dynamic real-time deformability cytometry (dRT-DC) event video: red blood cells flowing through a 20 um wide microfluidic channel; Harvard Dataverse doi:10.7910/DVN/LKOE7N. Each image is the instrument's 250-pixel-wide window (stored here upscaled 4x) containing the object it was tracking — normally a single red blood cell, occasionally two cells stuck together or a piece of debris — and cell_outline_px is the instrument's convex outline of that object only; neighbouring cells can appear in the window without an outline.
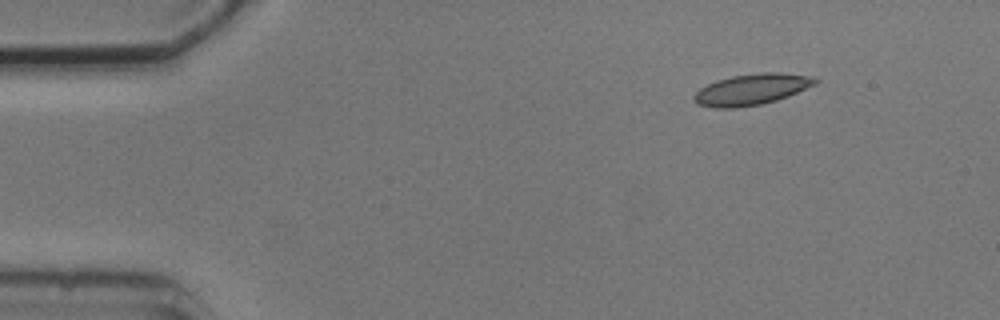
{"species": "common noctule bat (a hibernating species)", "species_latin": "Nyctalus noctula", "temperature_condition": "cold", "stored_images_in_passage": 8, "camera_frame_rate_fps": 3000, "um_per_image_px": 0.085, "animal": {"sex": "male", "body_mass_g": 20.5, "forearm_length_mm": 52.5}, "frame": {"image": 1, "passage_image": 1, "time_ms": 0.0, "image_size_px": [1000, 320], "cell_outline_px": [[820, 80], [816, 84], [788, 96], [776, 100], [760, 104], [736, 108], [716, 108], [696, 104], [692, 100], [692, 96], [700, 88], [716, 80], [732, 76], [760, 72], [780, 72], [816, 76]], "centroid_in_image_um": [63.9, 7.59], "position_along_channel_um": 21.1, "area_um2": 22.2}}
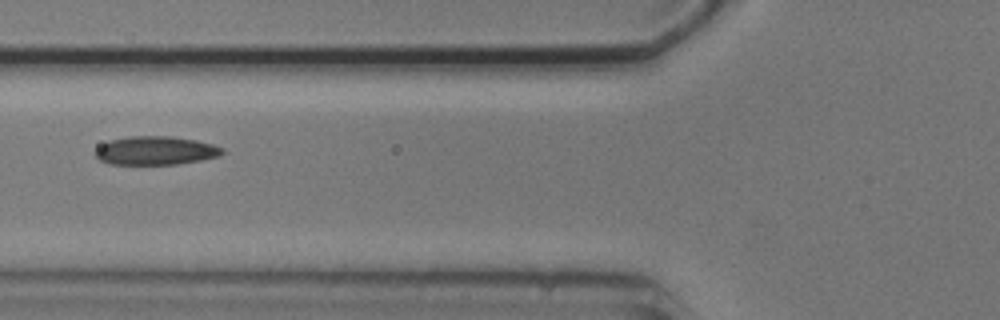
{"frame": {"image": 2, "passage_image": 5, "time_ms": 4.667, "image_size_px": [1000, 320], "cell_outline_px": [[224, 152], [220, 156], [200, 160], [176, 164], [108, 164], [100, 160], [92, 152], [100, 144], [108, 140], [128, 136], [172, 136], [196, 140], [212, 144], [224, 148]], "centroid_in_image_um": [13.19, 12.79], "position_along_channel_um": 112.6, "area_um2": 21.39}}
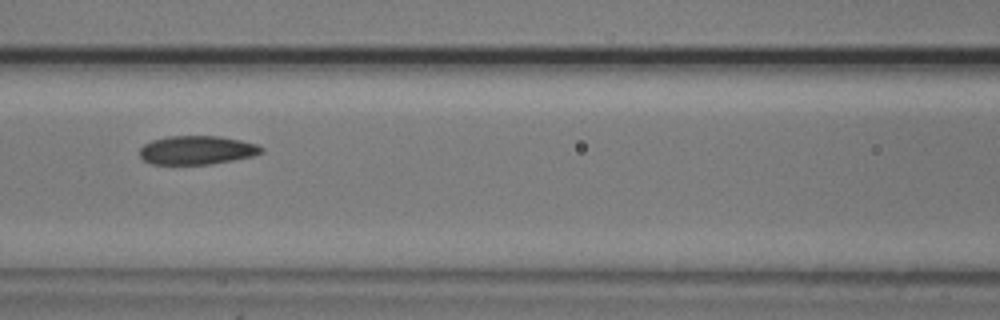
{"frame": {"image": 3, "passage_image": 6, "time_ms": 5.667, "image_size_px": [1000, 320], "cell_outline_px": [[264, 152], [252, 156], [212, 164], [152, 164], [144, 160], [140, 156], [140, 148], [144, 144], [152, 140], [168, 136], [220, 136], [240, 140], [256, 144], [264, 148]], "centroid_in_image_um": [16.74, 12.76], "position_along_channel_um": 149.9, "area_um2": 20.35}}